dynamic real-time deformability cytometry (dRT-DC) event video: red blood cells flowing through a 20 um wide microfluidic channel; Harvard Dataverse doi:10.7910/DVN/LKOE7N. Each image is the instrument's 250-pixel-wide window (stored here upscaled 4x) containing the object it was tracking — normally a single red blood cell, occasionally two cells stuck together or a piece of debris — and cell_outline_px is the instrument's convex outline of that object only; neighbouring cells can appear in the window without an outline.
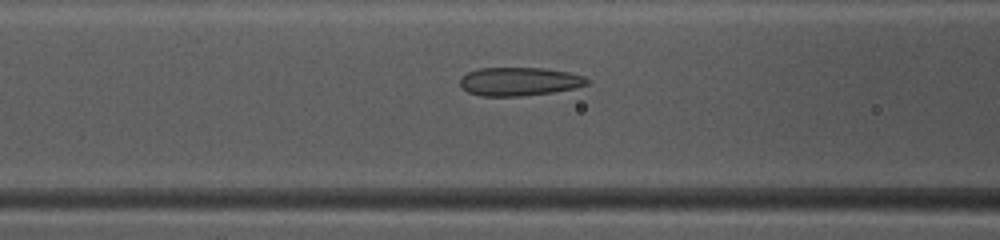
{"species": "common noctule bat (a hibernating species)", "species_latin": "Nyctalus noctula", "temperature_condition": "warm", "stored_images_in_passage": 33, "camera_frame_rate_fps": 3000, "um_per_image_px": 0.085, "animal": {"sex": "female", "body_mass_g": 10.0, "forearm_length_mm": 53.1}, "frame": {"image": 1, "passage_image": 5, "time_ms": 1.333, "image_size_px": [1000, 240], "cell_outline_px": [[592, 80], [588, 84], [576, 88], [552, 92], [520, 96], [480, 96], [468, 92], [460, 84], [460, 80], [468, 72], [480, 68], [544, 68], [568, 72], [584, 76]], "centroid_in_image_um": [44.19, 6.93], "position_along_channel_um": 122.4, "area_um2": 21.04}}
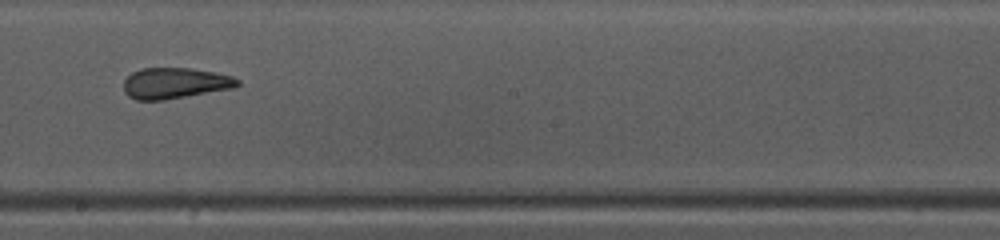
{"frame": {"image": 2, "passage_image": 13, "time_ms": 4.0, "image_size_px": [1000, 240], "cell_outline_px": [[240, 84], [236, 88], [164, 100], [136, 100], [128, 96], [124, 92], [124, 80], [132, 72], [140, 68], [192, 68], [216, 72], [232, 76], [240, 80]], "centroid_in_image_um": [14.9, 7.07], "position_along_channel_um": 233.3, "area_um2": 20.81}}
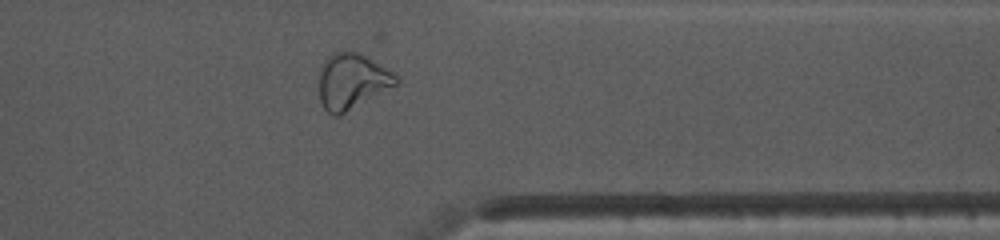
{"frame": {"image": 3, "passage_image": 24, "time_ms": 7.667, "image_size_px": [1000, 240], "cell_outline_px": [[400, 84], [340, 116], [336, 116], [328, 112], [324, 108], [320, 100], [316, 72], [320, 64], [332, 52], [348, 48], [360, 52], [392, 72], [400, 80]], "centroid_in_image_um": [29.87, 6.88], "position_along_channel_um": 381.5, "area_um2": 26.13}, "authors_computed_cell_mechanics": {"area_um2": 21.2126, "velocity_mm_per_s": 4.1512, "shape_relaxation_time_tau1_ms": null, "shape_relaxation_time_tau2_ms": 1.5186, "deformation_change_tau1": null, "deformation_change_tau2": 0.0722}}